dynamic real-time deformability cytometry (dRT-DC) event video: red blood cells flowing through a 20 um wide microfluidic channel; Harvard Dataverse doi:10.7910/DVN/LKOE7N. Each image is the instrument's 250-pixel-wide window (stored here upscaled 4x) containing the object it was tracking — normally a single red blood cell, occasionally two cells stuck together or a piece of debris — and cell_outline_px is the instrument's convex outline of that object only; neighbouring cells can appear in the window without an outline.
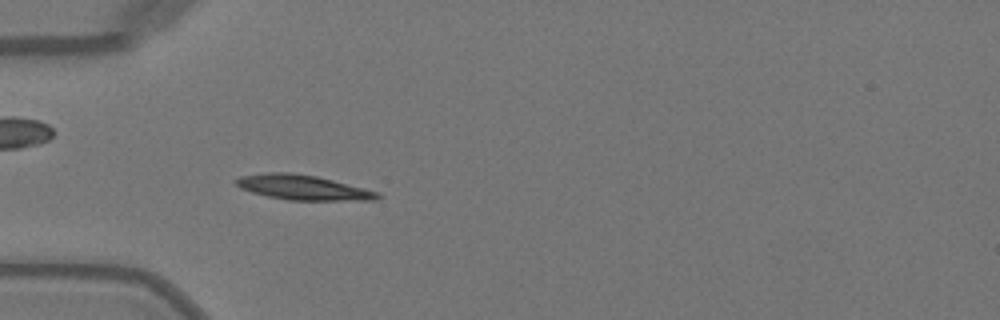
{"species": "Egyptian fruit bat (a non-hibernating species)", "species_latin": "Rousettus aegyptiacus", "temperature_condition": "warm", "stored_images_in_passage": 50, "camera_frame_rate_fps": 3000, "um_per_image_px": 0.085, "animal": {"sex": "female"}, "frame": {"image": 1, "passage_image": 15, "time_ms": 4.667, "image_size_px": [1000, 320], "cell_outline_px": [[384, 196], [376, 200], [288, 200], [268, 196], [252, 192], [240, 188], [236, 184], [236, 180], [240, 176], [268, 172], [292, 172], [316, 176], [380, 192]], "centroid_in_image_um": [25.78, 15.93], "position_along_channel_um": 59.2, "area_um2": 20.46}}
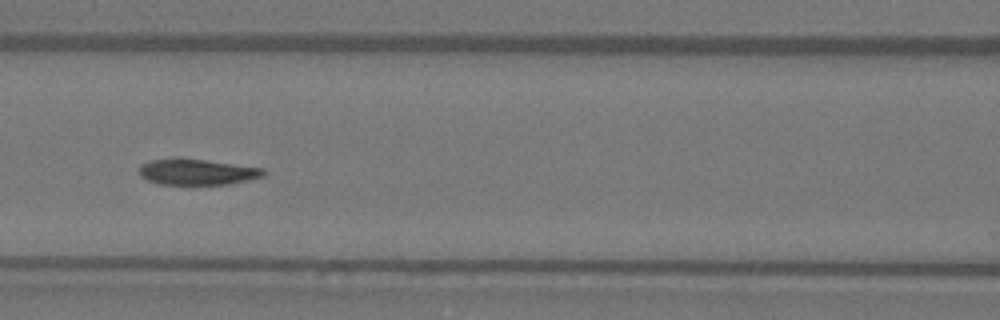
{"frame": {"image": 2, "passage_image": 22, "time_ms": 7.0, "image_size_px": [1000, 320], "cell_outline_px": [[268, 172], [264, 176], [232, 184], [160, 184], [148, 180], [140, 176], [140, 164], [148, 160], [180, 156], [264, 168]], "centroid_in_image_um": [16.75, 14.58], "position_along_channel_um": 149.8, "area_um2": 19.31}}
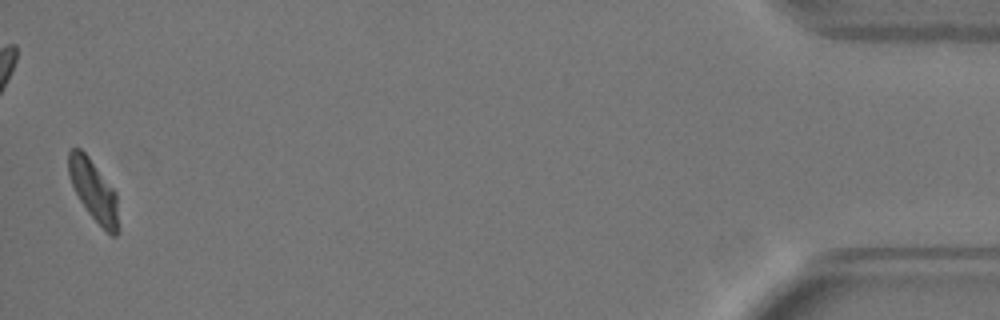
{"frame": {"image": 3, "passage_image": 49, "time_ms": 16.0, "image_size_px": [1000, 320], "cell_outline_px": [[120, 228], [116, 236], [112, 236], [88, 212], [80, 200], [68, 176], [68, 152], [72, 148], [80, 148], [88, 156], [116, 192]], "centroid_in_image_um": [7.98, 16.2], "position_along_channel_um": 427.2, "area_um2": 17.63}, "authors_computed_cell_mechanics": {"area_um2": 19.3052, "velocity_mm_per_s": 4.0392, "shape_relaxation_time_tau1_ms": 2.6989, "shape_relaxation_time_tau2_ms": 2.0893, "deformation_change_tau1": 0.1411, "deformation_change_tau2": 0.0461}}